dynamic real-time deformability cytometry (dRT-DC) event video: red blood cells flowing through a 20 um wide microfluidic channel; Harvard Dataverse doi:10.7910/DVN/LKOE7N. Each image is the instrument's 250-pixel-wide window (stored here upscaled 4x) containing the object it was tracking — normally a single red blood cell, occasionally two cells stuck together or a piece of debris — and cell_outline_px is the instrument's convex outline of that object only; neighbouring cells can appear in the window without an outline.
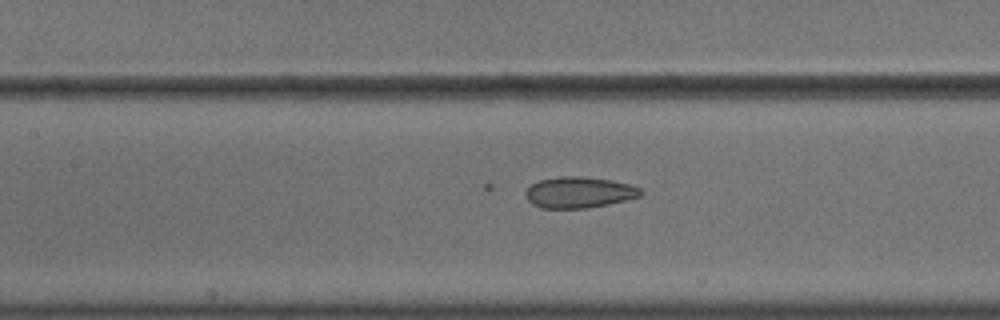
{"species": "common noctule bat (a hibernating species)", "species_latin": "Nyctalus noctula", "temperature_condition": "cold", "stored_images_in_passage": 55, "camera_frame_rate_fps": 3000, "um_per_image_px": 0.085, "animal": {"sex": "male", "body_mass_g": 18.8}, "frame": {"image": 1, "passage_image": 26, "time_ms": 8.333, "image_size_px": [1000, 320], "cell_outline_px": [[644, 192], [640, 196], [608, 204], [588, 208], [540, 208], [532, 204], [524, 196], [524, 192], [532, 184], [540, 180], [564, 176], [580, 176], [612, 180], [628, 184], [640, 188]], "centroid_in_image_um": [49.2, 16.36], "position_along_channel_um": 158.2, "area_um2": 20.81}}
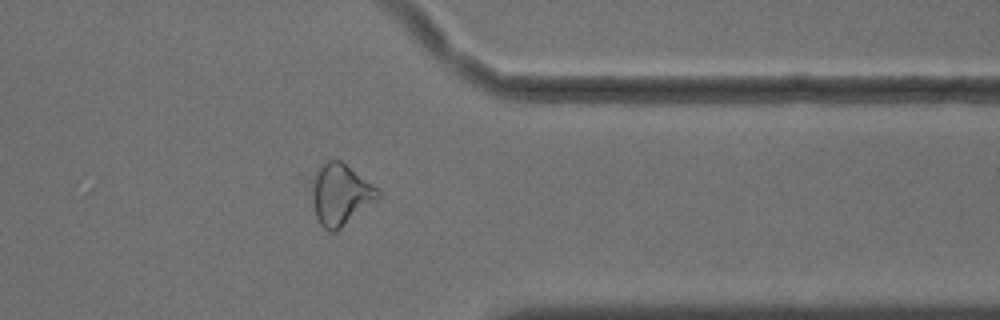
{"frame": {"image": 2, "passage_image": 45, "time_ms": 14.667, "image_size_px": [1000, 320], "cell_outline_px": [[380, 196], [376, 200], [336, 232], [328, 232], [320, 224], [316, 216], [300, 176], [328, 160], [340, 160], [376, 188], [380, 192]], "centroid_in_image_um": [28.69, 16.47], "position_along_channel_um": 382.7, "area_um2": 25.14}}